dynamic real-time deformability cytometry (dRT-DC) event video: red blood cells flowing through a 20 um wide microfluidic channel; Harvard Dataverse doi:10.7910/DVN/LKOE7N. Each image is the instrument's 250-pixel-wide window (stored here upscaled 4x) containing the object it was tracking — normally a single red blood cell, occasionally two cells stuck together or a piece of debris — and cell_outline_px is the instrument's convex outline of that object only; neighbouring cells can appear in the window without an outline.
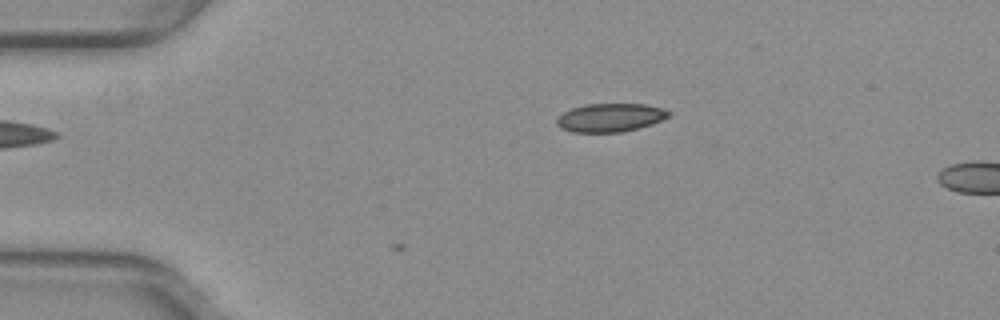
{"species": "common noctule bat (a hibernating species)", "species_latin": "Nyctalus noctula", "temperature_condition": "warm", "stored_images_in_passage": 6, "camera_frame_rate_fps": 3000, "um_per_image_px": 0.085, "animal": {"sex": "female", "body_mass_g": 29.2, "forearm_length_mm": 56.3}, "frame": {"image": 1, "passage_image": 1, "time_ms": 0.0, "image_size_px": [1000, 320], "cell_outline_px": [[672, 116], [652, 124], [640, 128], [620, 132], [572, 132], [560, 128], [556, 124], [556, 120], [564, 112], [572, 108], [584, 104], [644, 104], [664, 108], [672, 112]], "centroid_in_image_um": [51.92, 9.99], "position_along_channel_um": 33.1, "area_um2": 18.73}}